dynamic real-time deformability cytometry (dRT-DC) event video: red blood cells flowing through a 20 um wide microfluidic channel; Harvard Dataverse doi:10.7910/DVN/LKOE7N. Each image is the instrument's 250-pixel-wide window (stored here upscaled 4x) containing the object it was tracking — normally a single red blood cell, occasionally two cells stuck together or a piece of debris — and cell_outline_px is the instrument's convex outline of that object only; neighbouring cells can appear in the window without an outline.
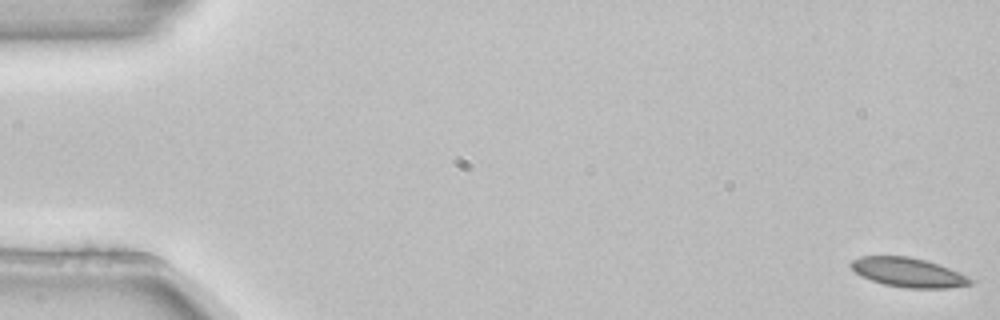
{"species": "common noctule bat (a hibernating species)", "species_latin": "Nyctalus noctula", "temperature_condition": "room temperature", "stored_images_in_passage": 6, "camera_frame_rate_fps": 3000, "um_per_image_px": 0.085, "animal": {"sex": "female", "body_mass_g": 22.7, "forearm_length_mm": 54.2}, "frame": {"image": 1, "passage_image": 1, "time_ms": 0.0, "image_size_px": [1000, 320], "cell_outline_px": [[972, 284], [948, 288], [904, 288], [884, 284], [860, 276], [848, 264], [852, 260], [860, 256], [908, 256], [940, 264], [968, 276], [972, 280]], "centroid_in_image_um": [77.19, 23.15], "position_along_channel_um": 7.8, "area_um2": 20.4}}